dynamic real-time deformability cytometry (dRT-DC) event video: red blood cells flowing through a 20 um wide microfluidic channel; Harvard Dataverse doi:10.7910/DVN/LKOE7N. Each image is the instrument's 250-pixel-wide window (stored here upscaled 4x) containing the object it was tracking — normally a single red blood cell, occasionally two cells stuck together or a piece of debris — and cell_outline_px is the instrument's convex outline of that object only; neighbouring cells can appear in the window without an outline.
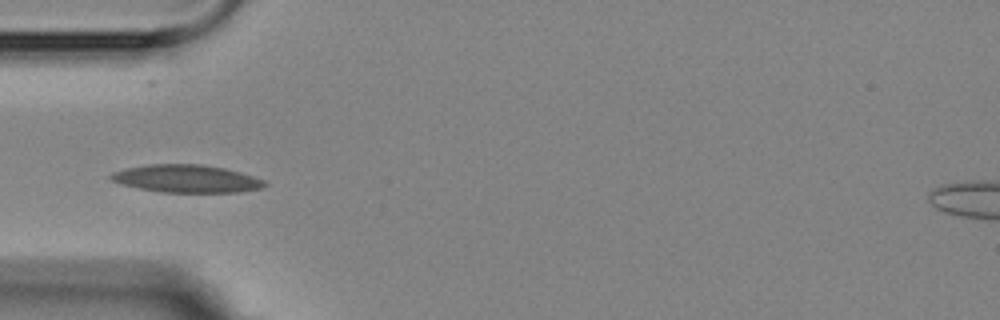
{"species": "Egyptian fruit bat (a non-hibernating species)", "species_latin": "Rousettus aegyptiacus", "temperature_condition": "room temperature", "stored_images_in_passage": 3, "camera_frame_rate_fps": 3000, "um_per_image_px": 0.085, "animal": {"sex": "female"}, "frame": {"image": 1, "passage_image": 2, "time_ms": 1.0, "image_size_px": [1000, 320], "cell_outline_px": [[268, 184], [260, 188], [240, 192], [160, 192], [120, 184], [108, 180], [108, 176], [112, 172], [128, 168], [148, 164], [200, 164], [224, 168], [240, 172], [264, 180]], "centroid_in_image_um": [15.81, 15.19], "position_along_channel_um": 69.2, "area_um2": 24.8}}
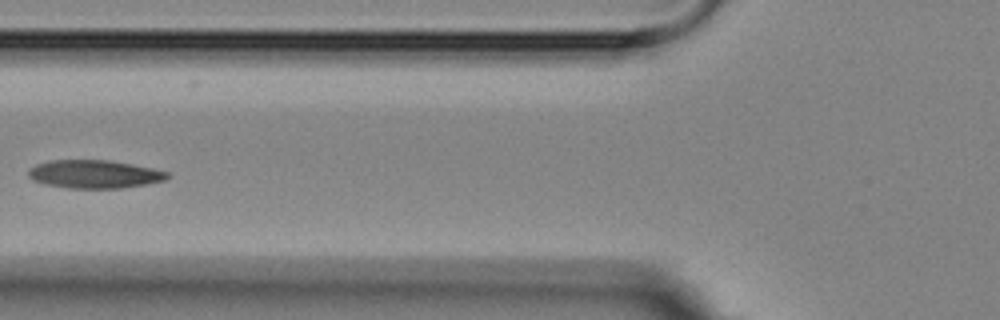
{"frame": {"image": 2, "passage_image": 3, "time_ms": 2.333, "image_size_px": [1000, 320], "cell_outline_px": [[172, 176], [164, 180], [144, 184], [120, 188], [68, 188], [44, 184], [32, 180], [28, 176], [28, 168], [36, 164], [52, 160], [108, 160], [132, 164], [152, 168], [168, 172]], "centroid_in_image_um": [7.99, 14.8], "position_along_channel_um": 117.8, "area_um2": 22.83}}